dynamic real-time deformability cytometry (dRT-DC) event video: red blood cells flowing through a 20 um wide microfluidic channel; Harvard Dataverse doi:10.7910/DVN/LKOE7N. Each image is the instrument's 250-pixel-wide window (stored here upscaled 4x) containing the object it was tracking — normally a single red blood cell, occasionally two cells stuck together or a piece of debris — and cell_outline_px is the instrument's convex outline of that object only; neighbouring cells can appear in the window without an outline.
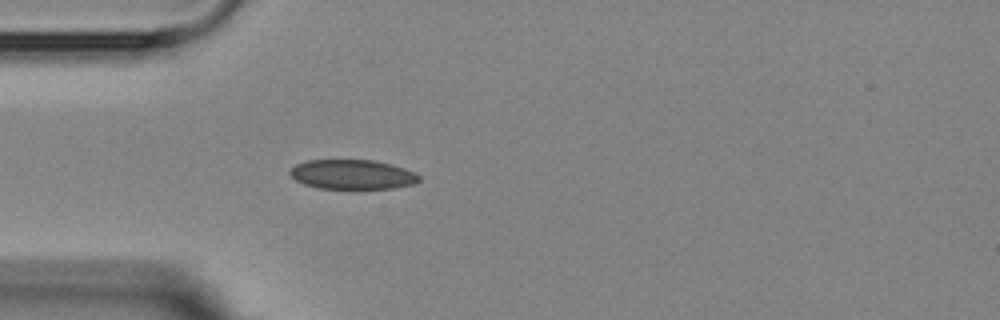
{"species": "Egyptian fruit bat (a non-hibernating species)", "species_latin": "Rousettus aegyptiacus", "temperature_condition": "room temperature", "stored_images_in_passage": 1, "camera_frame_rate_fps": 3000, "um_per_image_px": 0.085, "animal": {"sex": "female"}, "frame": {"image": 1, "passage_image": 1, "time_ms": 0.0, "image_size_px": [1000, 320], "cell_outline_px": [[420, 180], [412, 184], [392, 188], [320, 188], [304, 184], [296, 180], [288, 172], [296, 164], [308, 160], [372, 160], [392, 164], [404, 168], [420, 176]], "centroid_in_image_um": [29.94, 14.82], "position_along_channel_um": 55.1, "area_um2": 21.96}}